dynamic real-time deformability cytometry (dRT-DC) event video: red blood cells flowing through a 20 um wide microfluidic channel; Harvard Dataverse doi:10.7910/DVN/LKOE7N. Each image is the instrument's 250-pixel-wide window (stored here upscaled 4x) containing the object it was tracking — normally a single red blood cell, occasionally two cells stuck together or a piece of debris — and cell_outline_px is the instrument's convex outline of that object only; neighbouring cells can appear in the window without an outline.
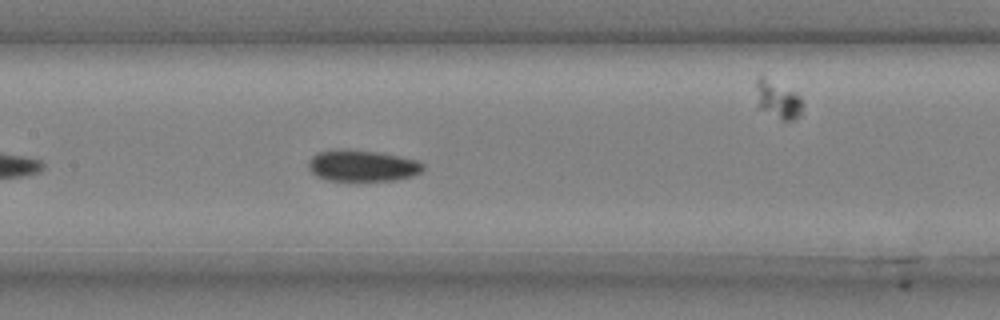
{"species": "common noctule bat (a hibernating species)", "species_latin": "Nyctalus noctula", "temperature_condition": "cold", "stored_images_in_passage": 37, "camera_frame_rate_fps": 3000, "um_per_image_px": 0.085, "animal": {"sex": "male", "body_mass_g": 20.4}, "frame": {"image": 1, "passage_image": 11, "time_ms": 3.333, "image_size_px": [1000, 320], "cell_outline_px": [[424, 172], [412, 176], [396, 180], [328, 180], [316, 176], [308, 168], [308, 160], [316, 152], [332, 148], [348, 148], [376, 152], [416, 160], [424, 164]], "centroid_in_image_um": [30.75, 14.06], "position_along_channel_um": 176.6, "area_um2": 21.21}}
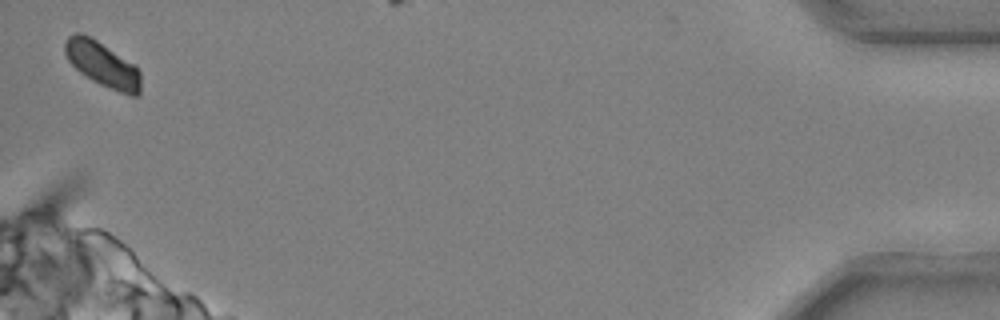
{"frame": {"image": 2, "passage_image": 37, "time_ms": 12.0, "image_size_px": [1000, 320], "cell_outline_px": [[140, 92], [136, 96], [128, 96], [100, 84], [92, 80], [80, 72], [68, 60], [64, 52], [64, 44], [68, 36], [76, 32], [80, 32], [96, 40], [132, 64], [140, 72]], "centroid_in_image_um": [8.68, 5.48], "position_along_channel_um": 426.5, "area_um2": 19.48}, "authors_computed_cell_mechanics": {"area_um2": 20.7502, "velocity_mm_per_s": 3.6658, "shape_relaxation_time_tau1_ms": null, "shape_relaxation_time_tau2_ms": 2.3944, "deformation_change_tau1": null, "deformation_change_tau2": 0.0454}}